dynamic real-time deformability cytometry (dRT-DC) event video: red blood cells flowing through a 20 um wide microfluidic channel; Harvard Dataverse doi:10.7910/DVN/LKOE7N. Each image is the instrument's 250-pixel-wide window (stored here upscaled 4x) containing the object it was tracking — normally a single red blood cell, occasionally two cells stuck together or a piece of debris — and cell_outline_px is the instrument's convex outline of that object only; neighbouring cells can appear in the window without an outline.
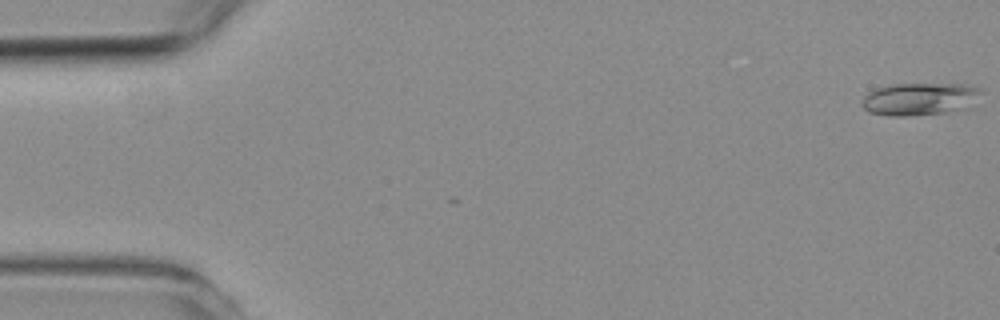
{"species": "common noctule bat (a hibernating species)", "species_latin": "Nyctalus noctula", "temperature_condition": "room temperature", "stored_images_in_passage": 5, "camera_frame_rate_fps": 3000, "um_per_image_px": 0.085, "animal": {"sex": "female", "body_mass_g": 19.3, "forearm_length_mm": 54.1}, "frame": {"image": 1, "passage_image": 1, "time_ms": 0.0, "image_size_px": [1000, 320], "cell_outline_px": [[984, 88], [968, 108], [948, 112], [904, 116], [888, 116], [868, 112], [864, 108], [864, 96], [868, 92], [876, 88], [892, 84], [964, 84]], "centroid_in_image_um": [78.19, 8.41], "position_along_channel_um": 6.8, "area_um2": 22.54}}
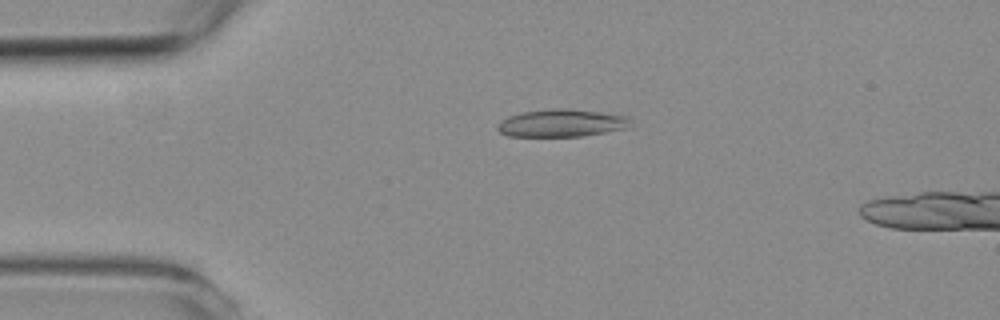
{"frame": {"image": 2, "passage_image": 4, "time_ms": 3.667, "image_size_px": [1000, 320], "cell_outline_px": [[628, 128], [584, 136], [508, 136], [500, 132], [496, 128], [496, 124], [508, 116], [520, 112], [552, 108], [568, 108], [600, 112], [628, 116]], "centroid_in_image_um": [47.68, 10.45], "position_along_channel_um": 37.3, "area_um2": 21.44}}
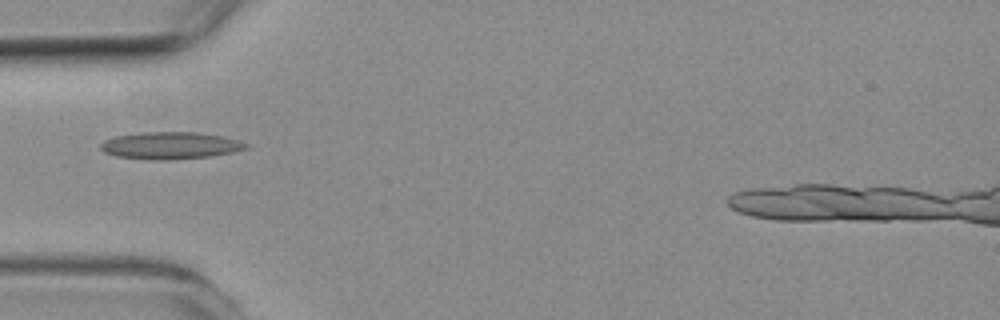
{"frame": {"image": 3, "passage_image": 5, "time_ms": 5.333, "image_size_px": [1000, 320], "cell_outline_px": [[248, 148], [232, 152], [212, 156], [168, 160], [156, 160], [116, 156], [104, 152], [100, 148], [100, 144], [104, 140], [116, 136], [140, 132], [196, 132], [220, 136], [236, 140], [248, 144]], "centroid_in_image_um": [14.44, 12.37], "position_along_channel_um": 70.6, "area_um2": 22.83}}